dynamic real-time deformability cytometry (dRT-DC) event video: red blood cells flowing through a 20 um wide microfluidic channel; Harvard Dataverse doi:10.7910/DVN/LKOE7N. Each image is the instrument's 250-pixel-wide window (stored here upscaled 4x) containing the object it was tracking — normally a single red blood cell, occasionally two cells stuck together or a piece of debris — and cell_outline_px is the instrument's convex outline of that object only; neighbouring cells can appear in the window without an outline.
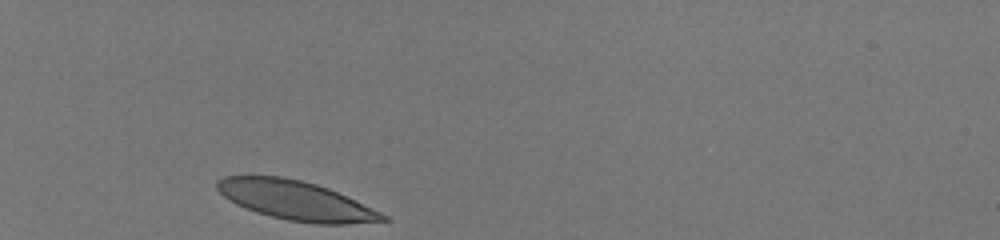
{"species": "human", "species_latin": "Homo sapiens", "temperature_condition": "room temperature", "stored_images_in_passage": 30, "camera_frame_rate_fps": 3000, "um_per_image_px": 0.085, "donor": {"sex": "male"}, "frame": {"image": 1, "passage_image": 1, "time_ms": 0.0, "image_size_px": [1000, 240], "cell_outline_px": [[392, 220], [344, 224], [316, 224], [288, 220], [256, 212], [236, 204], [224, 196], [216, 188], [216, 180], [224, 176], [284, 176], [316, 184], [328, 188], [380, 212], [388, 216]], "centroid_in_image_um": [25.13, 17.03], "position_along_channel_um": 59.9, "area_um2": 37.51}}
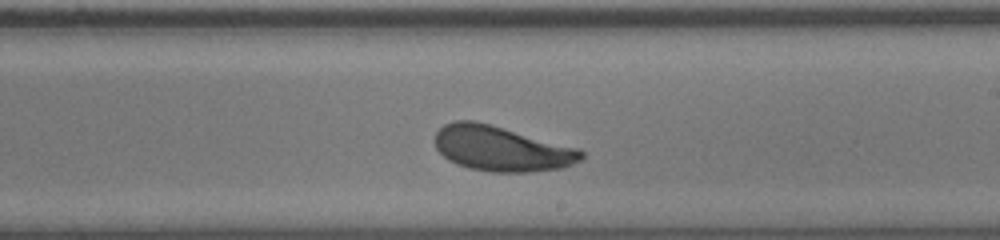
{"frame": {"image": 2, "passage_image": 18, "time_ms": 5.667, "image_size_px": [1000, 240], "cell_outline_px": [[584, 156], [580, 160], [564, 168], [532, 172], [492, 172], [468, 168], [448, 160], [436, 148], [436, 132], [444, 124], [452, 120], [476, 120], [580, 148], [584, 152]], "centroid_in_image_um": [42.65, 12.63], "position_along_channel_um": 246.4, "area_um2": 38.78}}
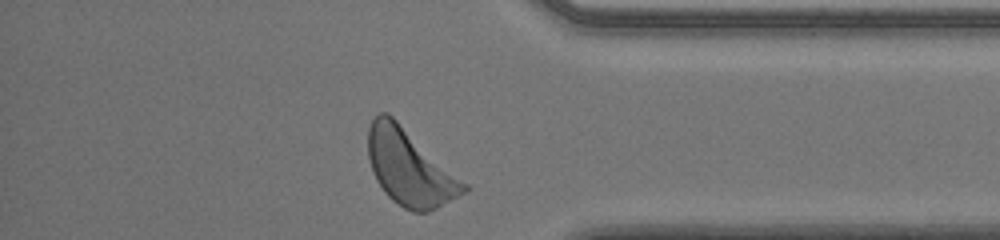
{"frame": {"image": 3, "passage_image": 30, "time_ms": 9.667, "image_size_px": [1000, 240], "cell_outline_px": [[472, 188], [468, 192], [428, 212], [412, 212], [404, 208], [392, 200], [384, 192], [376, 180], [372, 172], [368, 160], [368, 128], [372, 120], [380, 112], [388, 112], [468, 184]], "centroid_in_image_um": [34.83, 14.26], "position_along_channel_um": 400.4, "area_um2": 42.48}, "authors_computed_cell_mechanics": {"area_um2": 38.148, "velocity_mm_per_s": 3.9954, "shape_relaxation_time_tau1_ms": 2.9205, "shape_relaxation_time_tau2_ms": null, "deformation_change_tau1": 0.149, "deformation_change_tau2": null}}